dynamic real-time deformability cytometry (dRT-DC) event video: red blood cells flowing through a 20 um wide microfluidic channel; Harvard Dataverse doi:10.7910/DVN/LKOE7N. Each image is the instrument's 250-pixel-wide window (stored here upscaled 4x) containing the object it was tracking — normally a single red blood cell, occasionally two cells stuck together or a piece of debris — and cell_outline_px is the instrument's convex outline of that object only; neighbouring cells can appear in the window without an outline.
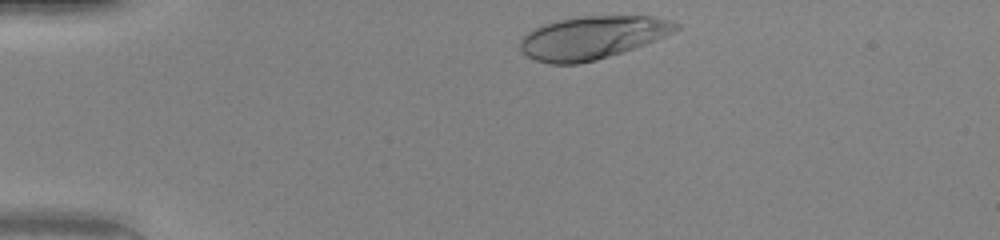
{"species": "human", "species_latin": "Homo sapiens", "temperature_condition": "warm", "stored_images_in_passage": 34, "camera_frame_rate_fps": 3000, "um_per_image_px": 0.085, "donor": {"sex": "female"}, "frame": {"image": 1, "passage_image": 2, "time_ms": 0.333, "image_size_px": [1000, 240], "cell_outline_px": [[680, 28], [656, 40], [624, 52], [596, 60], [580, 64], [552, 64], [536, 60], [528, 56], [520, 48], [520, 40], [528, 32], [544, 24], [556, 20], [584, 16], [652, 16], [672, 20], [680, 24]], "centroid_in_image_um": [50.37, 3.19], "position_along_channel_um": 34.6, "area_um2": 38.9}}
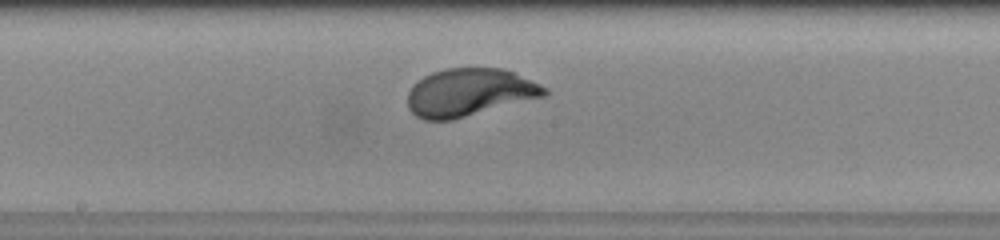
{"frame": {"image": 2, "passage_image": 19, "time_ms": 6.0, "image_size_px": [1000, 240], "cell_outline_px": [[548, 92], [544, 96], [452, 120], [424, 120], [416, 116], [408, 108], [408, 92], [412, 84], [424, 76], [432, 72], [444, 68], [504, 68], [532, 80], [548, 88]], "centroid_in_image_um": [39.88, 7.85], "position_along_channel_um": 208.3, "area_um2": 38.09}}
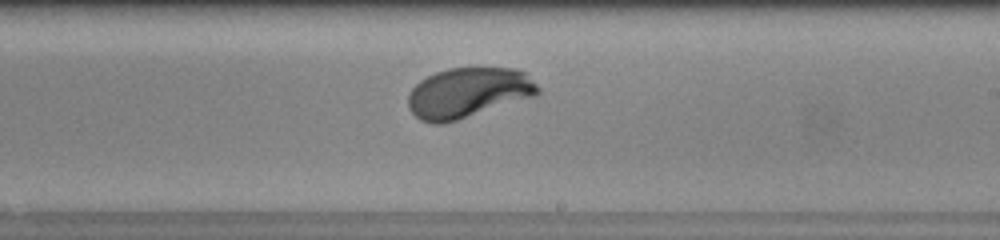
{"frame": {"image": 3, "passage_image": 22, "time_ms": 7.0, "image_size_px": [1000, 240], "cell_outline_px": [[540, 92], [536, 96], [444, 124], [432, 124], [420, 120], [408, 108], [408, 96], [412, 88], [420, 80], [436, 72], [448, 68], [516, 68], [524, 72], [540, 88]], "centroid_in_image_um": [39.78, 7.89], "position_along_channel_um": 249.2, "area_um2": 37.97}, "authors_computed_cell_mechanics": {"area_um2": 38.0035, "velocity_mm_per_s": 4.1004, "shape_relaxation_time_tau1_ms": 1.8863, "shape_relaxation_time_tau2_ms": null, "deformation_change_tau1": 0.1897, "deformation_change_tau2": null}}